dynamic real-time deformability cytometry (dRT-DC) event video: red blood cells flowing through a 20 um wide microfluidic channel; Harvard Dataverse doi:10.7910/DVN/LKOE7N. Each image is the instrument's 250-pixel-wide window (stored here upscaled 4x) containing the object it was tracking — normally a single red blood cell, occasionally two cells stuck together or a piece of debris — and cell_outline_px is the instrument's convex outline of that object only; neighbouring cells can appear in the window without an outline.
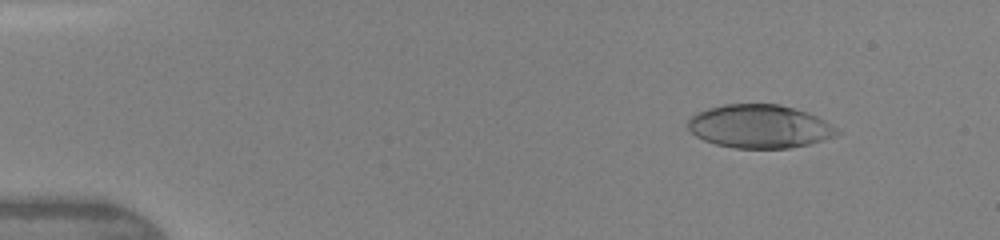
{"species": "human", "species_latin": "Homo sapiens", "temperature_condition": "warm", "stored_images_in_passage": 51, "camera_frame_rate_fps": 3000, "um_per_image_px": 0.085, "donor": {"sex": "female"}, "frame": {"image": 1, "passage_image": 7, "time_ms": 1.667, "image_size_px": [1000, 240], "cell_outline_px": [[840, 132], [832, 136], [808, 144], [788, 148], [732, 148], [716, 144], [704, 140], [696, 136], [688, 128], [688, 120], [696, 112], [708, 108], [724, 104], [780, 104], [808, 112], [824, 120], [836, 128]], "centroid_in_image_um": [64.52, 10.73], "position_along_channel_um": 20.5, "area_um2": 37.45}}
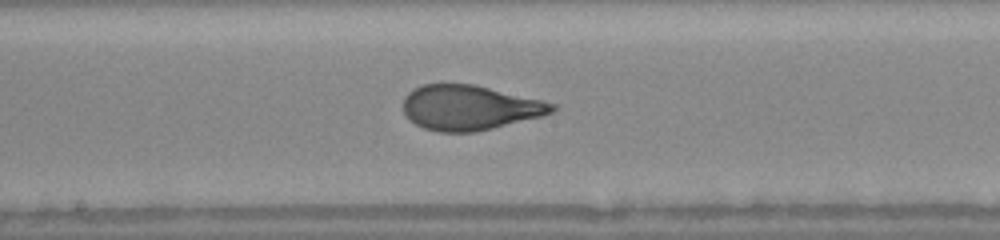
{"frame": {"image": 2, "passage_image": 28, "time_ms": 8.333, "image_size_px": [1000, 240], "cell_outline_px": [[556, 108], [552, 112], [544, 116], [476, 132], [440, 132], [424, 128], [416, 124], [404, 112], [404, 96], [412, 88], [420, 84], [476, 84], [556, 104]], "centroid_in_image_um": [39.91, 9.14], "position_along_channel_um": 208.3, "area_um2": 38.96}}
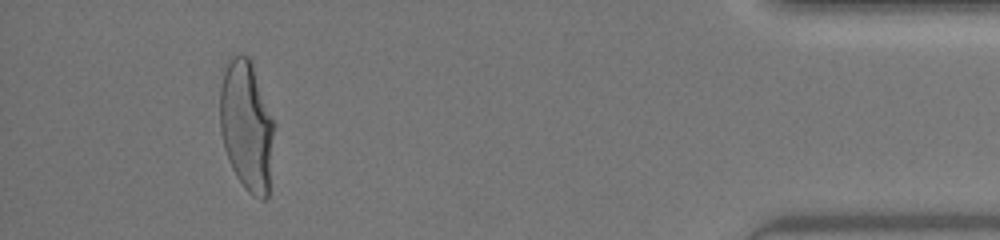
{"frame": {"image": 3, "passage_image": 48, "time_ms": 14.333, "image_size_px": [1000, 240], "cell_outline_px": [[276, 124], [268, 196], [264, 200], [260, 200], [252, 196], [248, 192], [236, 176], [228, 160], [224, 148], [220, 132], [220, 88], [224, 72], [232, 52], [240, 52], [248, 56], [252, 60]], "centroid_in_image_um": [20.99, 10.66], "position_along_channel_um": 414.2, "area_um2": 42.31}, "authors_computed_cell_mechanics": {"area_um2": 39.0728, "velocity_mm_per_s": 4.3379, "shape_relaxation_time_tau1_ms": 5.9088, "shape_relaxation_time_tau2_ms": null, "deformation_change_tau1": 0.2652, "deformation_change_tau2": null}}